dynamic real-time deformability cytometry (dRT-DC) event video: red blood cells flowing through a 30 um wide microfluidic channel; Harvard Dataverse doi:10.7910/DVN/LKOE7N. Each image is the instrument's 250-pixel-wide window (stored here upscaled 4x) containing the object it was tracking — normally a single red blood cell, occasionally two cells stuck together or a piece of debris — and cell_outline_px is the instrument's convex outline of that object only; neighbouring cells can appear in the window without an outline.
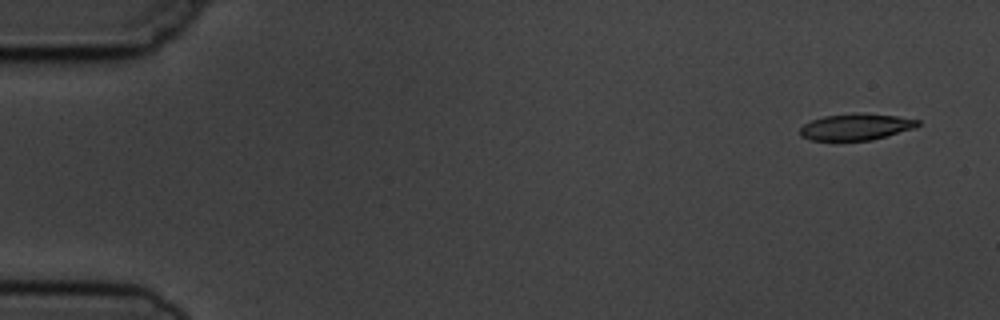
{"species": "common noctule bat (a hibernating species)", "species_latin": "Nyctalus noctula", "temperature_condition": "cold", "stored_images_in_passage": 9, "camera_frame_rate_fps": 3000, "um_per_image_px": 0.085, "animal": {"sex": "male", "body_mass_g": 19.5, "forearm_length_mm": 54.6}, "frame": {"image": 1, "passage_image": 1, "time_ms": 0.0, "image_size_px": [1000, 320], "cell_outline_px": [[920, 124], [916, 128], [872, 140], [812, 140], [800, 136], [800, 128], [804, 124], [812, 120], [824, 116], [856, 112], [896, 116], [920, 120]], "centroid_in_image_um": [72.78, 10.78], "position_along_channel_um": 12.2, "area_um2": 18.21}}
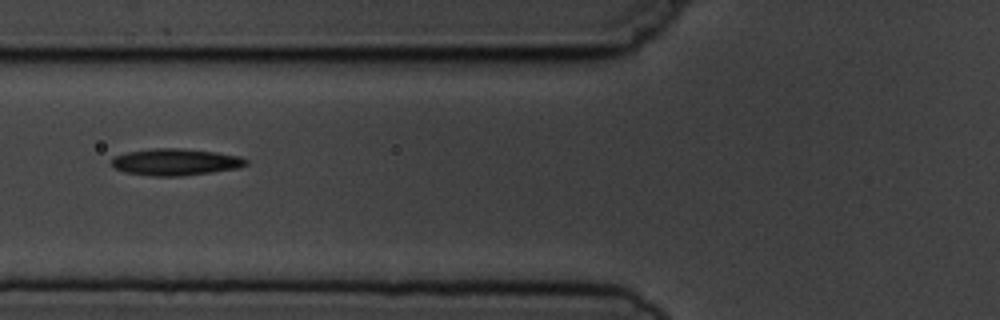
{"frame": {"image": 2, "passage_image": 6, "time_ms": 6.0, "image_size_px": [1000, 320], "cell_outline_px": [[248, 164], [240, 168], [212, 172], [180, 176], [152, 176], [124, 172], [116, 168], [112, 164], [112, 160], [116, 156], [128, 152], [156, 148], [180, 148], [216, 152], [240, 156], [248, 160]], "centroid_in_image_um": [14.97, 13.77], "position_along_channel_um": 110.8, "area_um2": 20.87}}
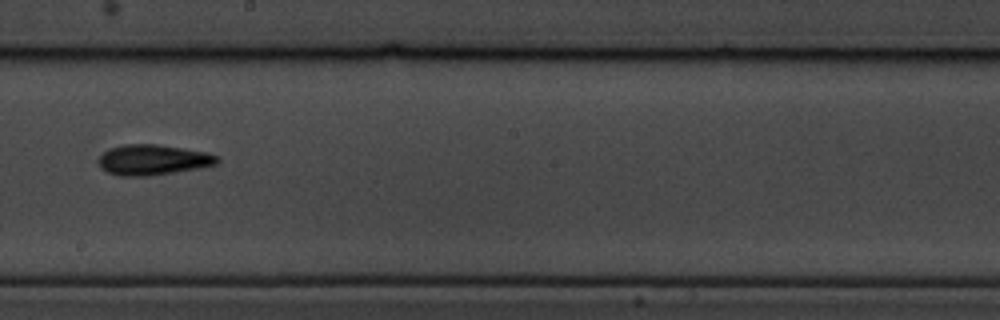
{"frame": {"image": 3, "passage_image": 9, "time_ms": 9.333, "image_size_px": [1000, 320], "cell_outline_px": [[220, 160], [216, 164], [196, 168], [148, 176], [120, 176], [108, 172], [100, 168], [96, 160], [108, 148], [124, 144], [156, 144], [184, 148], [204, 152], [216, 156]], "centroid_in_image_um": [12.92, 13.58], "position_along_channel_um": 235.3, "area_um2": 20.92}}